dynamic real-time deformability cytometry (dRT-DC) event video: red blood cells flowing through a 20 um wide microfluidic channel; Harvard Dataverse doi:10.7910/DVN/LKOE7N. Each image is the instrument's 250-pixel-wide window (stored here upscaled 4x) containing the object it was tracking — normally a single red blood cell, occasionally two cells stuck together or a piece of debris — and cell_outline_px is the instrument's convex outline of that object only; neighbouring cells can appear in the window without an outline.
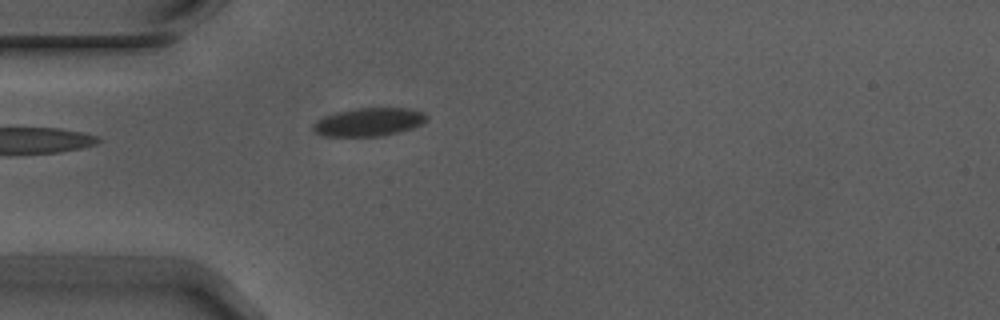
{"species": "Egyptian fruit bat (a non-hibernating species)", "species_latin": "Rousettus aegyptiacus", "temperature_condition": "warm", "stored_images_in_passage": 4, "camera_frame_rate_fps": 3000, "um_per_image_px": 0.085, "animal": {"sex": "male"}, "frame": {"image": 1, "passage_image": 4, "time_ms": 1.0, "image_size_px": [1000, 320], "cell_outline_px": [[428, 120], [412, 128], [380, 136], [324, 136], [316, 132], [312, 128], [312, 124], [324, 116], [336, 112], [356, 108], [408, 108], [424, 112], [428, 116]], "centroid_in_image_um": [31.35, 10.36], "position_along_channel_um": 53.6, "area_um2": 18.61}}